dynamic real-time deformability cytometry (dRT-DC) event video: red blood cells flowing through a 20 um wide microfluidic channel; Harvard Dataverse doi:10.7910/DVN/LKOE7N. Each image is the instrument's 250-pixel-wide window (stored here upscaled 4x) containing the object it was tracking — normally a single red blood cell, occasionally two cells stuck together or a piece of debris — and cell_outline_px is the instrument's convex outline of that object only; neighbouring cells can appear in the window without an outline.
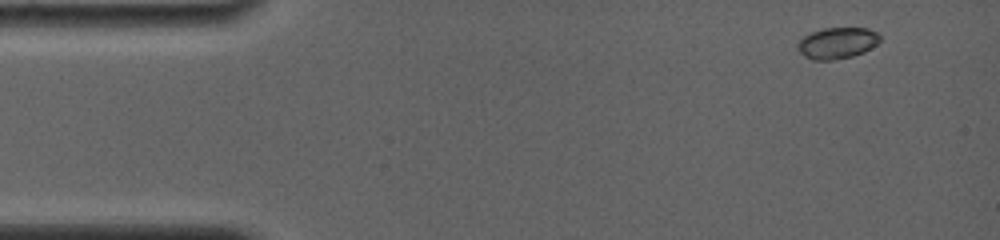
{"species": "common noctule bat (a hibernating species)", "species_latin": "Nyctalus noctula", "temperature_condition": "room temperature", "stored_images_in_passage": 6, "camera_frame_rate_fps": 4000, "um_per_image_px": 0.085, "animal": {"sex": "female", "body_mass_g": 19.0, "forearm_length_mm": 56.7}, "frame": {"image": 1, "passage_image": 1, "time_ms": 0.0, "image_size_px": [1000, 240], "cell_outline_px": [[880, 40], [876, 44], [864, 52], [852, 56], [832, 60], [812, 60], [804, 56], [796, 48], [796, 44], [804, 36], [812, 32], [824, 28], [868, 28], [876, 32], [880, 36]], "centroid_in_image_um": [71.14, 3.66], "position_along_channel_um": 13.9, "area_um2": 14.97}}
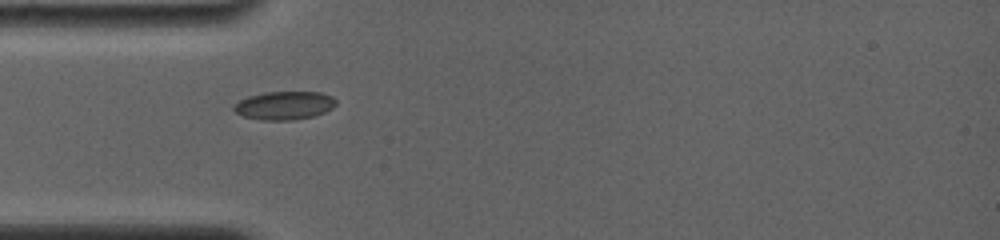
{"frame": {"image": 2, "passage_image": 5, "time_ms": 3.75, "image_size_px": [1000, 240], "cell_outline_px": [[336, 104], [332, 108], [324, 112], [312, 116], [292, 120], [264, 120], [244, 116], [236, 112], [232, 108], [232, 104], [248, 96], [264, 92], [320, 92], [332, 96], [336, 100]], "centroid_in_image_um": [24.15, 8.95], "position_along_channel_um": 60.8, "area_um2": 16.82}}